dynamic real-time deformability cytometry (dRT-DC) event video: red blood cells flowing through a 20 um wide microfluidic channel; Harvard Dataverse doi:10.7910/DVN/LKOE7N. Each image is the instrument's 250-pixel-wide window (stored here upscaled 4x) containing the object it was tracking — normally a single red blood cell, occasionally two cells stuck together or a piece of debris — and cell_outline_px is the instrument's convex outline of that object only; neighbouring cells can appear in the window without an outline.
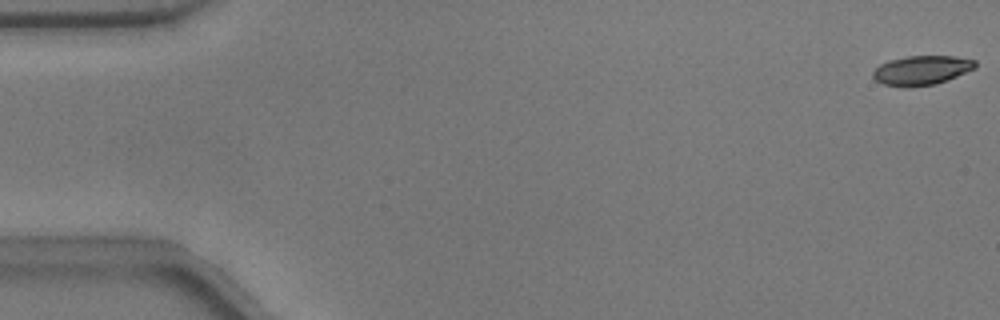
{"species": "common noctule bat (a hibernating species)", "species_latin": "Nyctalus noctula", "temperature_condition": "warm", "stored_images_in_passage": 52, "camera_frame_rate_fps": 3000, "um_per_image_px": 0.085, "animal": {"sex": "male", "body_mass_g": 17.9}, "frame": {"image": 1, "passage_image": 1, "time_ms": 0.0, "image_size_px": [1000, 320], "cell_outline_px": [[976, 68], [948, 80], [936, 84], [908, 88], [904, 88], [884, 84], [876, 80], [872, 76], [872, 72], [880, 64], [888, 60], [908, 56], [956, 56], [976, 60]], "centroid_in_image_um": [78.34, 5.98], "position_along_channel_um": 6.7, "area_um2": 17.74}}
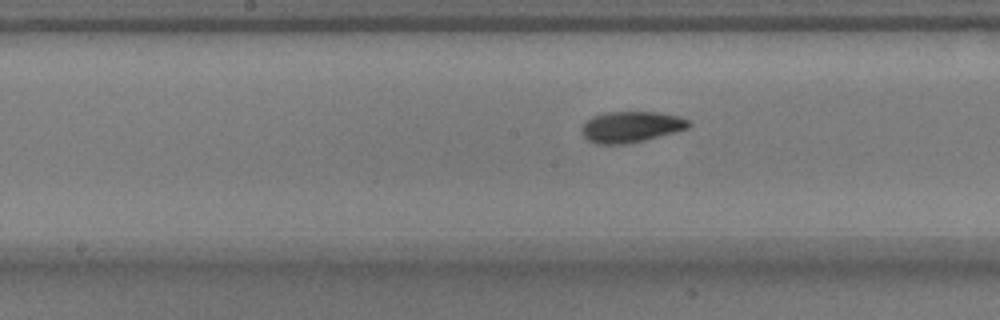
{"frame": {"image": 2, "passage_image": 27, "time_ms": 8.667, "image_size_px": [1000, 320], "cell_outline_px": [[692, 124], [688, 128], [676, 132], [628, 144], [596, 144], [588, 140], [580, 132], [580, 128], [592, 116], [604, 112], [656, 112], [680, 116], [688, 120]], "centroid_in_image_um": [53.63, 10.78], "position_along_channel_um": 194.6, "area_um2": 19.48}}
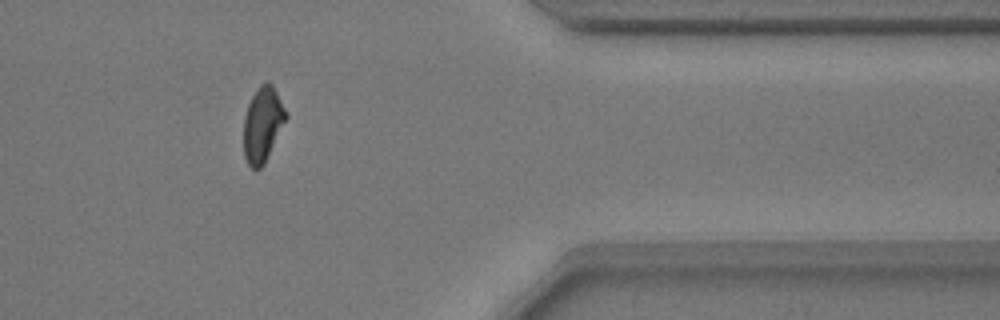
{"frame": {"image": 3, "passage_image": 44, "time_ms": 14.333, "image_size_px": [1000, 320], "cell_outline_px": [[288, 116], [264, 164], [260, 168], [252, 168], [248, 164], [244, 156], [244, 116], [248, 104], [252, 96], [260, 84], [268, 80], [272, 84]], "centroid_in_image_um": [22.31, 10.56], "position_along_channel_um": 389.1, "area_um2": 18.26}, "authors_computed_cell_mechanics": {"area_um2": 18.6983, "velocity_mm_per_s": 3.8107, "shape_relaxation_time_tau1_ms": 3.4944, "shape_relaxation_time_tau2_ms": 4.0649, "deformation_change_tau1": 0.172, "deformation_change_tau2": 0.0996}}